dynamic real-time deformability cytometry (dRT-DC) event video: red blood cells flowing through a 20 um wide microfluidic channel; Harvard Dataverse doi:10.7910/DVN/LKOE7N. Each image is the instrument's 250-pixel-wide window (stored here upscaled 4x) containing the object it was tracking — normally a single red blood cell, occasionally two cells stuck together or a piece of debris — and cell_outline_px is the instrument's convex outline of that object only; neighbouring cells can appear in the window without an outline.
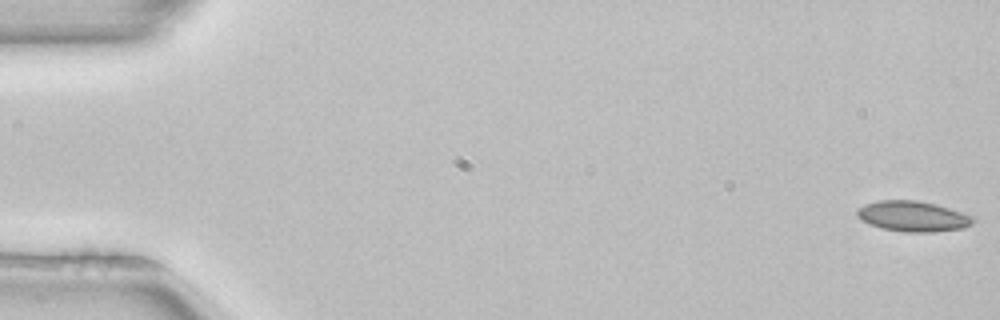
{"species": "common noctule bat (a hibernating species)", "species_latin": "Nyctalus noctula", "temperature_condition": "room temperature", "stored_images_in_passage": 5, "camera_frame_rate_fps": 3000, "um_per_image_px": 0.085, "animal": {"sex": "female", "body_mass_g": 22.7, "forearm_length_mm": 54.2}, "frame": {"image": 1, "passage_image": 1, "time_ms": 0.0, "image_size_px": [1000, 320], "cell_outline_px": [[972, 224], [964, 228], [936, 232], [904, 232], [880, 228], [856, 216], [856, 208], [864, 204], [876, 200], [916, 200], [936, 204], [972, 216]], "centroid_in_image_um": [77.55, 18.38], "position_along_channel_um": 7.4, "area_um2": 20.58}}
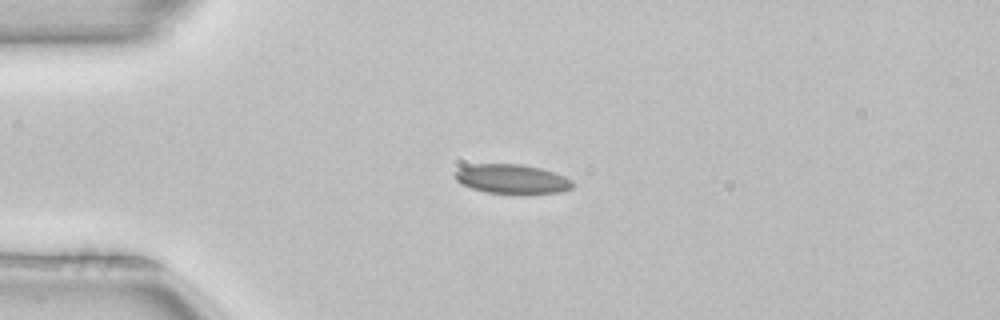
{"frame": {"image": 2, "passage_image": 4, "time_ms": 1.0, "image_size_px": [1000, 320], "cell_outline_px": [[572, 188], [560, 192], [484, 192], [460, 184], [452, 176], [452, 172], [460, 168], [472, 164], [520, 164], [540, 168], [564, 176], [572, 180]], "centroid_in_image_um": [43.42, 15.19], "position_along_channel_um": 41.6, "area_um2": 19.71}}